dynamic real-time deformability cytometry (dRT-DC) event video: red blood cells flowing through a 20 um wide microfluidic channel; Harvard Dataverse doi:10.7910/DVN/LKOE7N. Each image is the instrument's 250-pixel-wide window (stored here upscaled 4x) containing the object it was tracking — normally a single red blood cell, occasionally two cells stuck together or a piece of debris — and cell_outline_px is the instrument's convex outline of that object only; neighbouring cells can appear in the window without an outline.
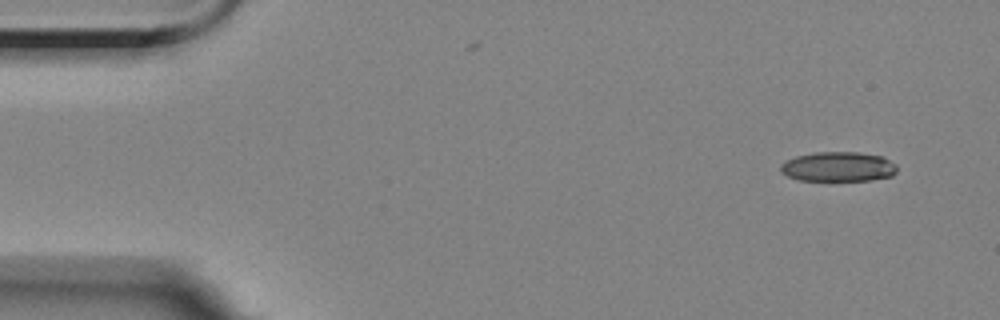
{"species": "Egyptian fruit bat (a non-hibernating species)", "species_latin": "Rousettus aegyptiacus", "temperature_condition": "room temperature", "stored_images_in_passage": 11, "camera_frame_rate_fps": 3000, "um_per_image_px": 0.085, "animal": {"sex": "female"}, "frame": {"image": 1, "passage_image": 1, "time_ms": 0.0, "image_size_px": [1000, 320], "cell_outline_px": [[896, 172], [892, 176], [868, 180], [800, 180], [788, 176], [780, 172], [780, 164], [796, 156], [816, 152], [860, 152], [884, 156], [896, 164]], "centroid_in_image_um": [71.27, 14.16], "position_along_channel_um": 13.7, "area_um2": 20.17}}
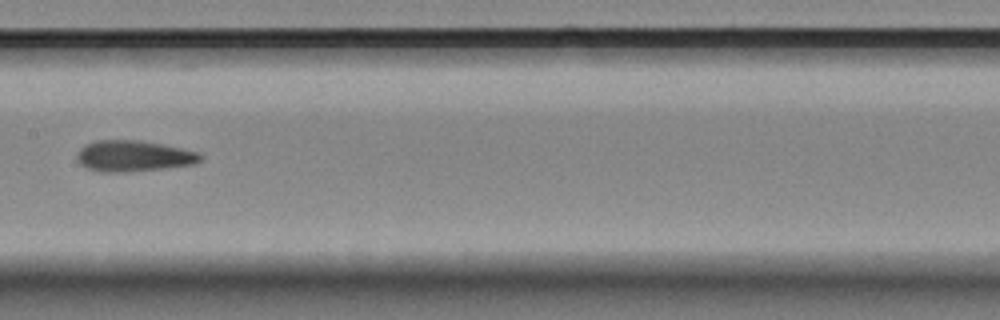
{"frame": {"image": 2, "passage_image": 7, "time_ms": 8.0, "image_size_px": [1000, 320], "cell_outline_px": [[200, 160], [192, 164], [164, 168], [120, 172], [100, 172], [88, 168], [80, 164], [76, 160], [76, 152], [84, 144], [96, 140], [140, 140], [180, 148], [196, 152], [200, 156]], "centroid_in_image_um": [11.24, 13.25], "position_along_channel_um": 196.2, "area_um2": 22.08}}
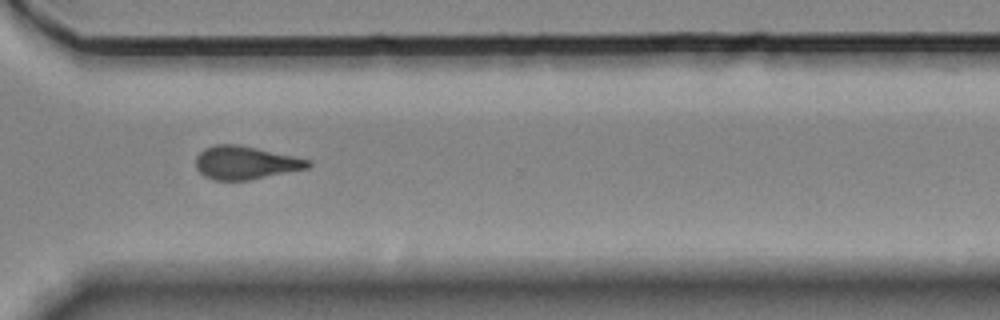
{"frame": {"image": 3, "passage_image": 11, "time_ms": 12.333, "image_size_px": [1000, 320], "cell_outline_px": [[312, 164], [308, 168], [248, 180], [212, 180], [204, 176], [196, 168], [196, 156], [204, 148], [216, 144], [236, 144], [256, 148], [292, 156], [308, 160]], "centroid_in_image_um": [20.81, 13.83], "position_along_channel_um": 349.8, "area_um2": 21.44}}